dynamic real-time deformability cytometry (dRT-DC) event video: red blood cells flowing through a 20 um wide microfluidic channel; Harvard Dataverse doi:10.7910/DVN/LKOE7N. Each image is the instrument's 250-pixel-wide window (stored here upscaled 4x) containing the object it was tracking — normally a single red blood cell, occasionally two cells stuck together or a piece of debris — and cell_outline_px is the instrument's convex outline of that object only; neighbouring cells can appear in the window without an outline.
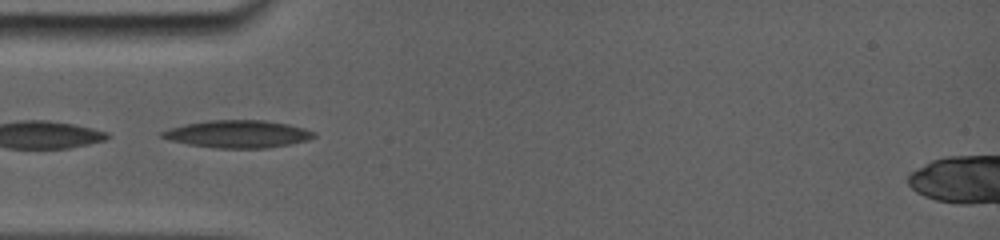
{"species": "common noctule bat (a hibernating species)", "species_latin": "Nyctalus noctula", "temperature_condition": "room temperature", "stored_images_in_passage": 7, "camera_frame_rate_fps": 5000, "um_per_image_px": 0.085, "animal": {"sex": "female", "body_mass_g": 19.0, "forearm_length_mm": 56.7}, "frame": {"image": 1, "passage_image": 1, "time_ms": 0.0, "image_size_px": [1000, 240], "cell_outline_px": [[312, 136], [304, 140], [264, 148], [220, 148], [192, 144], [172, 140], [160, 136], [160, 132], [172, 128], [188, 124], [208, 120], [264, 120], [284, 124], [300, 128], [312, 132]], "centroid_in_image_um": [20.13, 11.38], "position_along_channel_um": 64.9, "area_um2": 23.18}}